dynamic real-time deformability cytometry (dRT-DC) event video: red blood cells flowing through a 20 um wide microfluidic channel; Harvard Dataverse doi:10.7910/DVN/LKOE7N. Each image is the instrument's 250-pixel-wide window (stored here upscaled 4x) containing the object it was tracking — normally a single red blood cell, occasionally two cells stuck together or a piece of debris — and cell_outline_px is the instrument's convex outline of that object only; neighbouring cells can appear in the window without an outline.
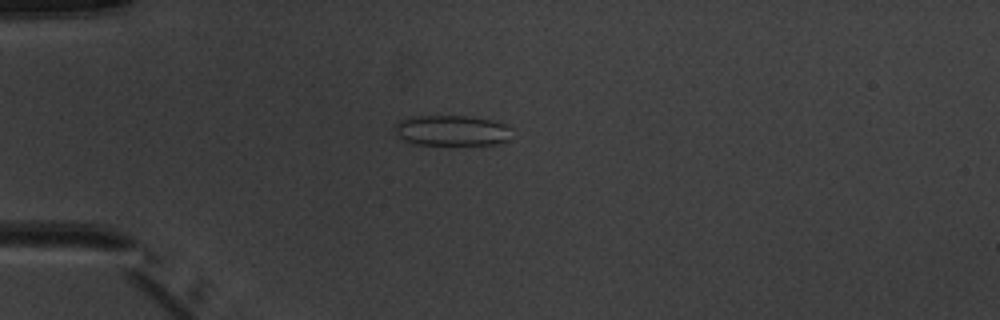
{"species": "common noctule bat (a hibernating species)", "species_latin": "Nyctalus noctula", "temperature_condition": "warm", "stored_images_in_passage": 3, "camera_frame_rate_fps": 3000, "um_per_image_px": 0.085, "animal": {"sex": "male", "body_mass_g": 20.1, "forearm_length_mm": 53.5}, "frame": {"image": 1, "passage_image": 1, "time_ms": 0.0, "image_size_px": [1000, 320], "cell_outline_px": [[512, 128], [508, 140], [500, 144], [412, 144], [404, 140], [392, 128], [400, 120], [408, 116], [468, 116], [492, 120], [504, 124]], "centroid_in_image_um": [38.4, 11.08], "position_along_channel_um": 46.6, "area_um2": 20.87}}
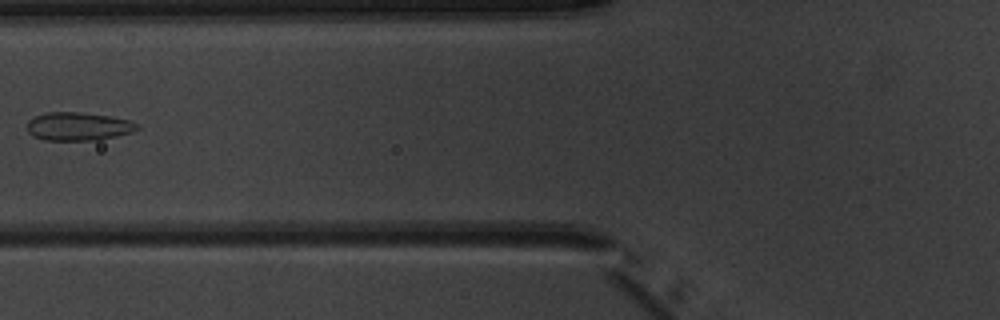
{"frame": {"image": 2, "passage_image": 3, "time_ms": 2.333, "image_size_px": [1000, 320], "cell_outline_px": [[140, 128], [132, 132], [116, 136], [96, 140], [44, 140], [32, 136], [28, 132], [28, 120], [36, 116], [48, 112], [80, 112], [112, 116], [128, 120], [140, 124]], "centroid_in_image_um": [6.67, 10.74], "position_along_channel_um": 119.1, "area_um2": 18.21}}